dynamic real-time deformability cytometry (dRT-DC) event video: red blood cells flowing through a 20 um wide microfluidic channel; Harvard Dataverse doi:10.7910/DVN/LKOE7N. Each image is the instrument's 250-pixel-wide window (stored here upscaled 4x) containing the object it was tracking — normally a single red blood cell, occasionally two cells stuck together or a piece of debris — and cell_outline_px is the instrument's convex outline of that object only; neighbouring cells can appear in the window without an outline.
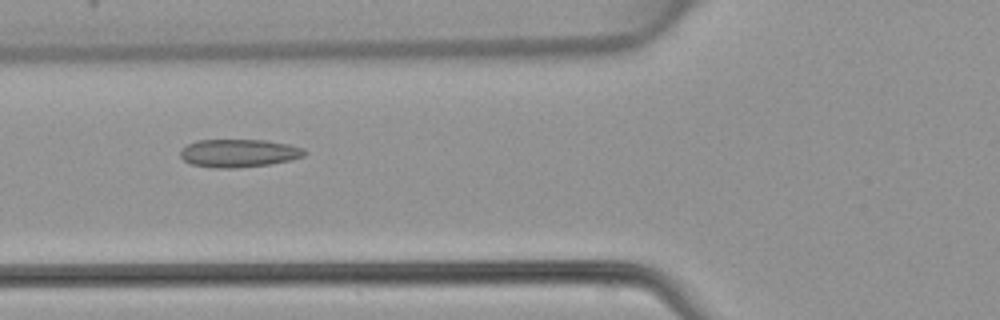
{"species": "common noctule bat (a hibernating species)", "species_latin": "Nyctalus noctula", "temperature_condition": "warm", "stored_images_in_passage": 42, "camera_frame_rate_fps": 3000, "um_per_image_px": 0.085, "animal": {"sex": "female", "body_mass_g": 22.7, "forearm_length_mm": 54.2}, "frame": {"image": 1, "passage_image": 13, "time_ms": 4.0, "image_size_px": [1000, 320], "cell_outline_px": [[308, 152], [304, 156], [292, 160], [272, 164], [236, 168], [212, 168], [192, 164], [184, 160], [180, 156], [180, 152], [188, 144], [196, 140], [268, 140], [288, 144], [304, 148]], "centroid_in_image_um": [20.34, 13.02], "position_along_channel_um": 105.5, "area_um2": 20.46}}
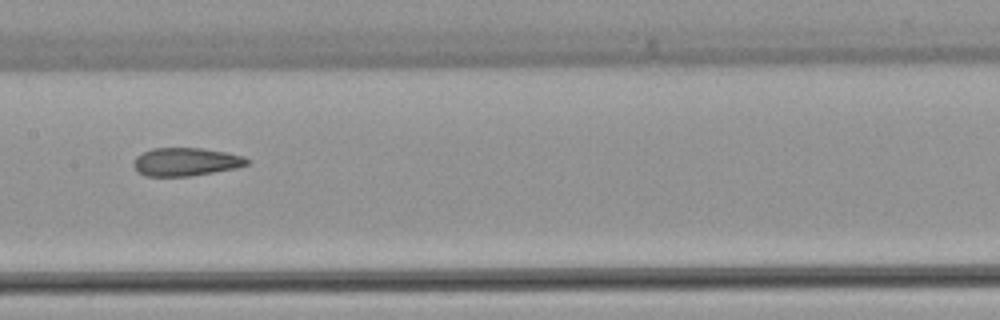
{"frame": {"image": 2, "passage_image": 19, "time_ms": 6.0, "image_size_px": [1000, 320], "cell_outline_px": [[248, 164], [236, 168], [188, 176], [144, 176], [136, 172], [132, 164], [136, 156], [152, 148], [204, 148], [244, 156], [248, 160]], "centroid_in_image_um": [15.74, 13.75], "position_along_channel_um": 191.7, "area_um2": 18.61}}
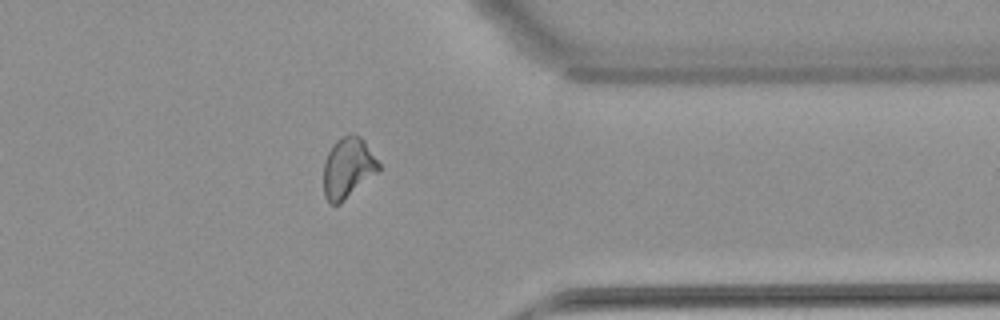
{"frame": {"image": 3, "passage_image": 33, "time_ms": 10.667, "image_size_px": [1000, 320], "cell_outline_px": [[380, 168], [376, 172], [340, 204], [328, 204], [324, 196], [324, 160], [332, 144], [336, 140], [348, 132], [352, 132], [360, 136], [364, 140], [380, 164]], "centroid_in_image_um": [29.54, 14.23], "position_along_channel_um": 381.9, "area_um2": 19.48}}